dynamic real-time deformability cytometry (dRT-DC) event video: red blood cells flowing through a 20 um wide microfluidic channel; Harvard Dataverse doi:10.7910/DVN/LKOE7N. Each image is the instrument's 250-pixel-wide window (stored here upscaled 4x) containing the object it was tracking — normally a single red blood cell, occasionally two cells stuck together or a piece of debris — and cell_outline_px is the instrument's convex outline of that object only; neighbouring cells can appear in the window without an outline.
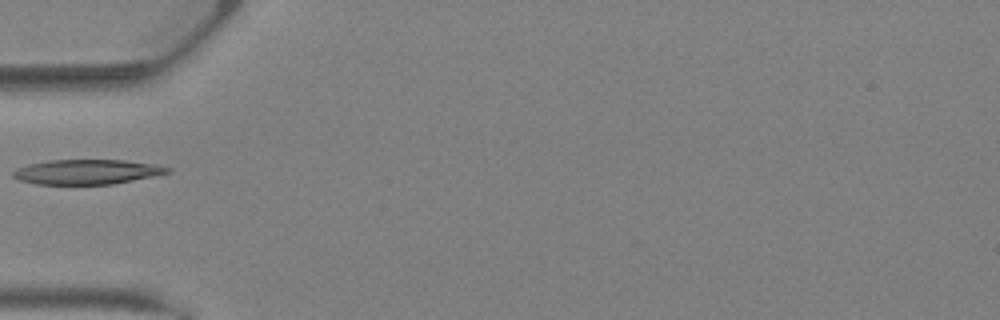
{"species": "Egyptian fruit bat (a non-hibernating species)", "species_latin": "Rousettus aegyptiacus", "temperature_condition": "warm", "stored_images_in_passage": 21, "camera_frame_rate_fps": 3000, "um_per_image_px": 0.085, "animal": {"sex": "female"}, "frame": {"image": 1, "passage_image": 1, "time_ms": 0.0, "image_size_px": [1000, 320], "cell_outline_px": [[172, 172], [156, 176], [112, 184], [36, 184], [20, 180], [12, 176], [12, 172], [16, 168], [28, 164], [48, 160], [124, 160], [156, 164], [172, 168]], "centroid_in_image_um": [7.43, 14.6], "position_along_channel_um": 77.6, "area_um2": 22.48}}
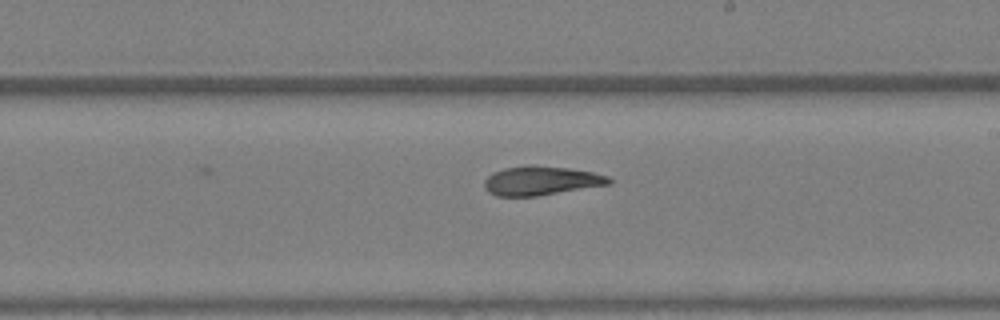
{"frame": {"image": 2, "passage_image": 10, "time_ms": 3.0, "image_size_px": [1000, 320], "cell_outline_px": [[612, 184], [536, 196], [496, 196], [488, 192], [484, 188], [484, 180], [492, 172], [504, 168], [528, 164], [532, 164], [568, 168], [592, 172], [608, 176], [612, 180]], "centroid_in_image_um": [45.97, 15.35], "position_along_channel_um": 243.0, "area_um2": 21.33}}
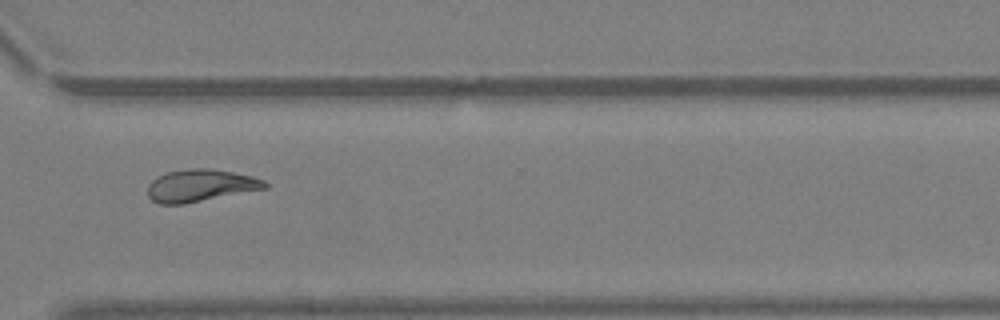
{"frame": {"image": 3, "passage_image": 16, "time_ms": 5.0, "image_size_px": [1000, 320], "cell_outline_px": [[268, 188], [184, 204], [160, 204], [152, 200], [148, 196], [148, 184], [152, 180], [168, 172], [192, 168], [208, 168], [232, 172], [252, 176], [264, 180], [268, 184]], "centroid_in_image_um": [17.05, 15.78], "position_along_channel_um": 353.5, "area_um2": 21.91}}